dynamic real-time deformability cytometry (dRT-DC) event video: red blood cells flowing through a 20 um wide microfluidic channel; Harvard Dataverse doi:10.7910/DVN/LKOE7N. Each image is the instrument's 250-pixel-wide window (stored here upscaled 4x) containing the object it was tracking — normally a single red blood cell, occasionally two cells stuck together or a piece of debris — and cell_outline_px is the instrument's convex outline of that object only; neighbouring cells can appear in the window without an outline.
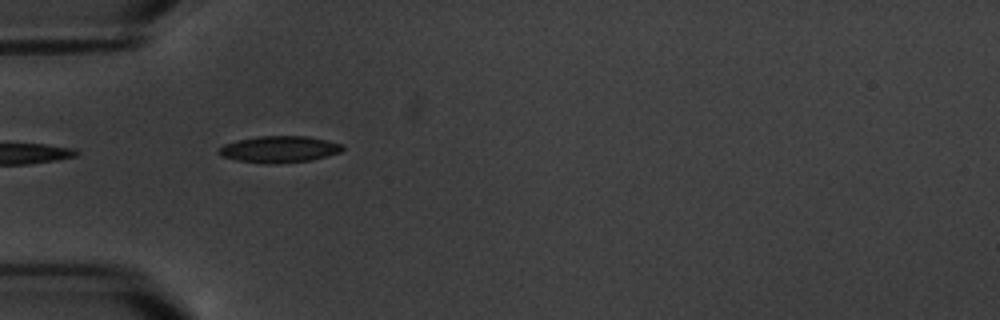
{"species": "common noctule bat (a hibernating species)", "species_latin": "Nyctalus noctula", "temperature_condition": "warm", "stored_images_in_passage": 2, "camera_frame_rate_fps": 3000, "um_per_image_px": 0.085, "animal": {"sex": "male", "body_mass_g": 20.1, "forearm_length_mm": 53.5}, "frame": {"image": 1, "passage_image": 1, "time_ms": 0.0, "image_size_px": [1000, 320], "cell_outline_px": [[344, 148], [340, 152], [312, 160], [276, 164], [268, 164], [236, 160], [220, 156], [216, 152], [224, 144], [236, 140], [260, 136], [308, 136], [344, 144]], "centroid_in_image_um": [23.73, 12.69], "position_along_channel_um": 61.3, "area_um2": 19.31}}